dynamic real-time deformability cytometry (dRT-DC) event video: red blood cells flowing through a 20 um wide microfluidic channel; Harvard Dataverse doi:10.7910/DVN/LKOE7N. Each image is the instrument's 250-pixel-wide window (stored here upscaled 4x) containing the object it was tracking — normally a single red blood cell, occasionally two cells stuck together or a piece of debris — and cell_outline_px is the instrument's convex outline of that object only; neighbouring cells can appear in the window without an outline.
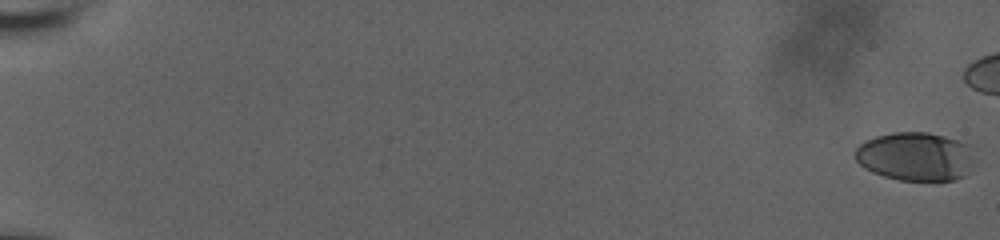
{"species": "human", "species_latin": "Homo sapiens", "temperature_condition": "room temperature", "stored_images_in_passage": 11, "camera_frame_rate_fps": 3000, "um_per_image_px": 0.085, "donor": {"sex": "male"}, "frame": {"image": 1, "passage_image": 1, "time_ms": 0.0, "image_size_px": [1000, 240], "cell_outline_px": [[976, 164], [964, 176], [956, 180], [936, 184], [900, 180], [884, 176], [872, 172], [864, 168], [856, 160], [856, 148], [860, 144], [876, 136], [892, 132], [928, 132], [944, 136], [968, 144]], "centroid_in_image_um": [77.88, 13.35], "position_along_channel_um": 7.1, "area_um2": 34.74}}
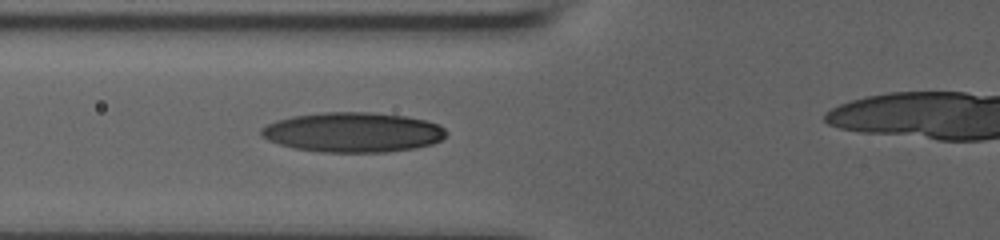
{"frame": {"image": 2, "passage_image": 10, "time_ms": 3.0, "image_size_px": [1000, 240], "cell_outline_px": [[448, 132], [440, 140], [432, 144], [416, 148], [388, 152], [320, 152], [292, 148], [268, 140], [260, 136], [260, 128], [276, 120], [292, 116], [324, 112], [372, 112], [408, 116], [440, 124]], "centroid_in_image_um": [30.0, 11.24], "position_along_channel_um": 95.8, "area_um2": 43.29}}